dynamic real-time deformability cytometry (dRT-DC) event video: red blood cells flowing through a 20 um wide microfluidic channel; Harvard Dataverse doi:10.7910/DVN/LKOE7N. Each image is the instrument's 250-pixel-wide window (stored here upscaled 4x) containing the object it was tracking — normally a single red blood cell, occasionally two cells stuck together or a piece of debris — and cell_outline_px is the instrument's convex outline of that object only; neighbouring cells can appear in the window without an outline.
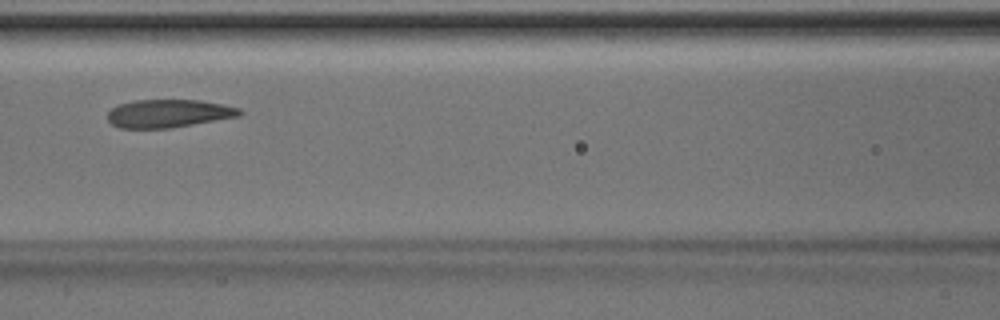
{"species": "Egyptian fruit bat (a non-hibernating species)", "species_latin": "Rousettus aegyptiacus", "temperature_condition": "room temperature", "stored_images_in_passage": 5, "camera_frame_rate_fps": 3000, "um_per_image_px": 0.085, "animal": {"sex": "male"}, "frame": {"image": 1, "passage_image": 4, "time_ms": 1.0, "image_size_px": [1000, 320], "cell_outline_px": [[244, 112], [240, 116], [172, 128], [120, 128], [112, 124], [108, 120], [108, 112], [116, 104], [132, 100], [200, 100], [224, 104], [240, 108]], "centroid_in_image_um": [14.34, 9.64], "position_along_channel_um": 152.3, "area_um2": 21.85}}